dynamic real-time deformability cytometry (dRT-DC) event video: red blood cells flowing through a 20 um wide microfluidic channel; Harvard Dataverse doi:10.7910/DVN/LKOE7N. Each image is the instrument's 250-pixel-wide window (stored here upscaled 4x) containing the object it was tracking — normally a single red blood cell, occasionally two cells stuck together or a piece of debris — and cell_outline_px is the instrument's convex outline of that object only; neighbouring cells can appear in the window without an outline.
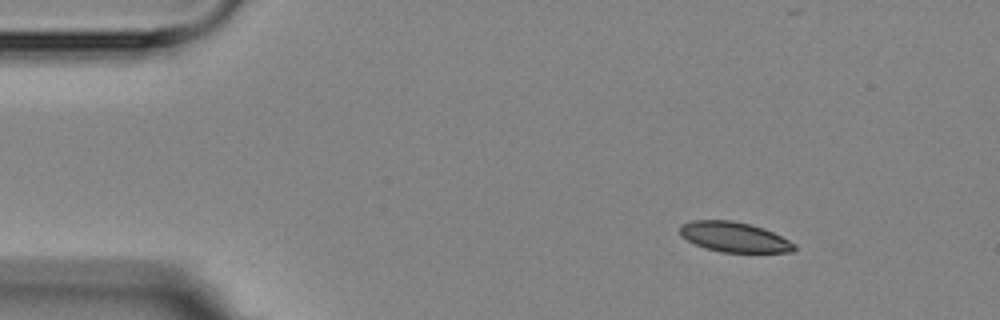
{"species": "Egyptian fruit bat (a non-hibernating species)", "species_latin": "Rousettus aegyptiacus", "temperature_condition": "room temperature", "stored_images_in_passage": 3, "camera_frame_rate_fps": 3000, "um_per_image_px": 0.085, "animal": {"sex": "female"}, "frame": {"image": 1, "passage_image": 1, "time_ms": 0.0, "image_size_px": [1000, 320], "cell_outline_px": [[796, 248], [792, 252], [720, 252], [704, 248], [680, 236], [680, 224], [692, 220], [732, 220], [764, 228], [796, 244]], "centroid_in_image_um": [62.38, 20.14], "position_along_channel_um": 22.6, "area_um2": 20.0}}